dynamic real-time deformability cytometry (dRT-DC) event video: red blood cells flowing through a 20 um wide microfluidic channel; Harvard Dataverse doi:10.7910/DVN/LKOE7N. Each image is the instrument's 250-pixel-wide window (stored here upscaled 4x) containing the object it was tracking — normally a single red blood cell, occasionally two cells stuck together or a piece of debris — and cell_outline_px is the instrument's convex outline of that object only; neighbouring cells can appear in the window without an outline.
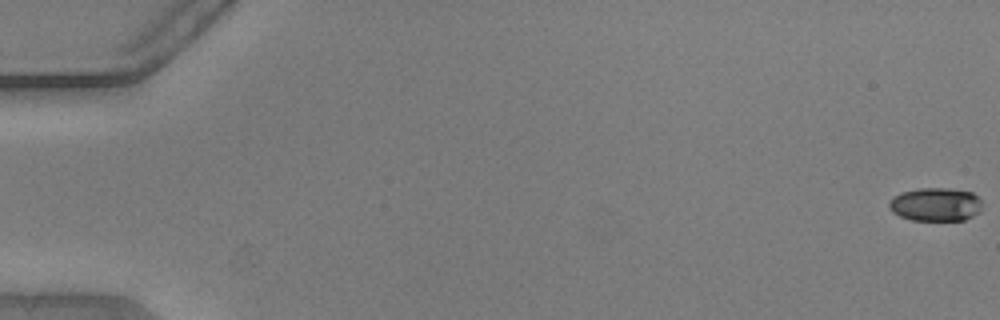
{"species": "common noctule bat (a hibernating species)", "species_latin": "Nyctalus noctula", "temperature_condition": "warm", "stored_images_in_passage": 9, "camera_frame_rate_fps": 3000, "um_per_image_px": 0.085, "animal": {"sex": "male", "body_mass_g": 20.5, "forearm_length_mm": 52.5}, "frame": {"image": 1, "passage_image": 1, "time_ms": 0.0, "image_size_px": [1000, 320], "cell_outline_px": [[980, 212], [964, 220], [912, 220], [900, 216], [892, 212], [888, 208], [888, 204], [900, 192], [920, 188], [948, 188], [972, 192], [980, 200]], "centroid_in_image_um": [79.51, 17.37], "position_along_channel_um": 5.5, "area_um2": 18.03}}